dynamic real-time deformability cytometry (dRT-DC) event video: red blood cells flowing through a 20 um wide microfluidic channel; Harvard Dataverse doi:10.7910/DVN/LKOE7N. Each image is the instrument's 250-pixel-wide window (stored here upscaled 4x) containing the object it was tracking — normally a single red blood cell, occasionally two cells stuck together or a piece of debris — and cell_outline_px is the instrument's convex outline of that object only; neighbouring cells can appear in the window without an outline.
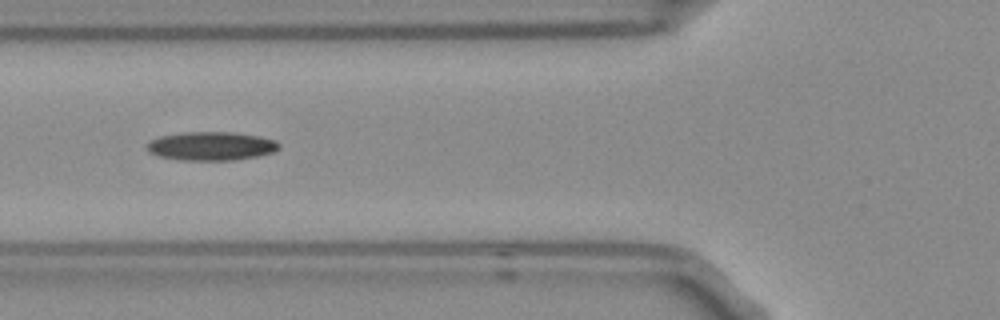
{"species": "Egyptian fruit bat (a non-hibernating species)", "species_latin": "Rousettus aegyptiacus", "temperature_condition": "room temperature", "stored_images_in_passage": 4, "camera_frame_rate_fps": 3000, "um_per_image_px": 0.085, "frame": {"image": 1, "passage_image": 3, "time_ms": 0.667, "image_size_px": [1000, 320], "cell_outline_px": [[280, 148], [276, 152], [236, 160], [180, 160], [160, 156], [148, 152], [148, 144], [152, 140], [160, 136], [184, 132], [232, 132], [260, 136], [276, 140], [280, 144]], "centroid_in_image_um": [18.01, 12.41], "position_along_channel_um": 107.8, "area_um2": 22.08}}